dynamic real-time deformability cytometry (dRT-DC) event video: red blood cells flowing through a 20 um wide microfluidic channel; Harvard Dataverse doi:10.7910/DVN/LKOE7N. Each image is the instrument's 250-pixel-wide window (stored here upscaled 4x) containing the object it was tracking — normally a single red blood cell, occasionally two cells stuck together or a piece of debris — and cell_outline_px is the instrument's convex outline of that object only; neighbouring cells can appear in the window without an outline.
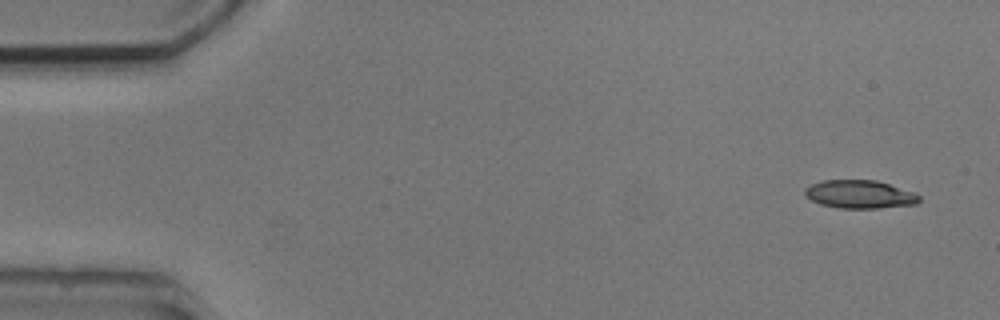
{"species": "common noctule bat (a hibernating species)", "species_latin": "Nyctalus noctula", "temperature_condition": "cold", "stored_images_in_passage": 8, "camera_frame_rate_fps": 3000, "um_per_image_px": 0.085, "animal": {"sex": "male", "body_mass_g": 20.5, "forearm_length_mm": 52.5}, "frame": {"image": 1, "passage_image": 1, "time_ms": 0.0, "image_size_px": [1000, 320], "cell_outline_px": [[920, 200], [916, 204], [880, 208], [840, 208], [820, 204], [804, 196], [804, 188], [820, 180], [876, 180], [916, 192], [920, 196]], "centroid_in_image_um": [73.08, 16.51], "position_along_channel_um": 11.9, "area_um2": 18.96}}
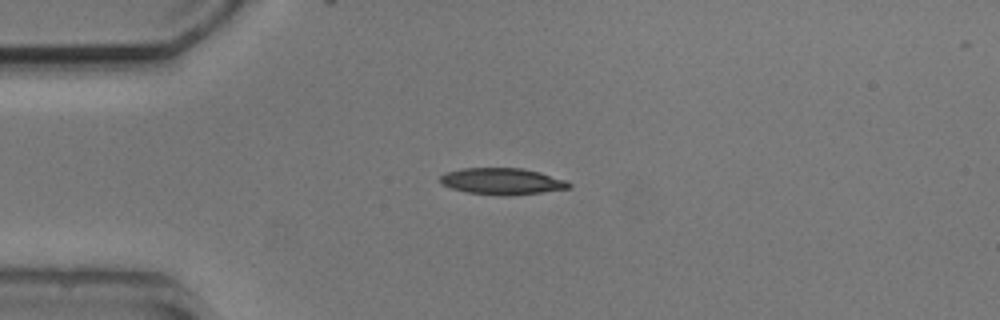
{"frame": {"image": 2, "passage_image": 4, "time_ms": 3.333, "image_size_px": [1000, 320], "cell_outline_px": [[572, 188], [544, 192], [512, 196], [504, 196], [468, 192], [452, 188], [440, 184], [440, 176], [444, 172], [460, 168], [524, 168], [540, 172], [564, 180], [572, 184]], "centroid_in_image_um": [42.68, 15.41], "position_along_channel_um": 42.3, "area_um2": 20.11}}